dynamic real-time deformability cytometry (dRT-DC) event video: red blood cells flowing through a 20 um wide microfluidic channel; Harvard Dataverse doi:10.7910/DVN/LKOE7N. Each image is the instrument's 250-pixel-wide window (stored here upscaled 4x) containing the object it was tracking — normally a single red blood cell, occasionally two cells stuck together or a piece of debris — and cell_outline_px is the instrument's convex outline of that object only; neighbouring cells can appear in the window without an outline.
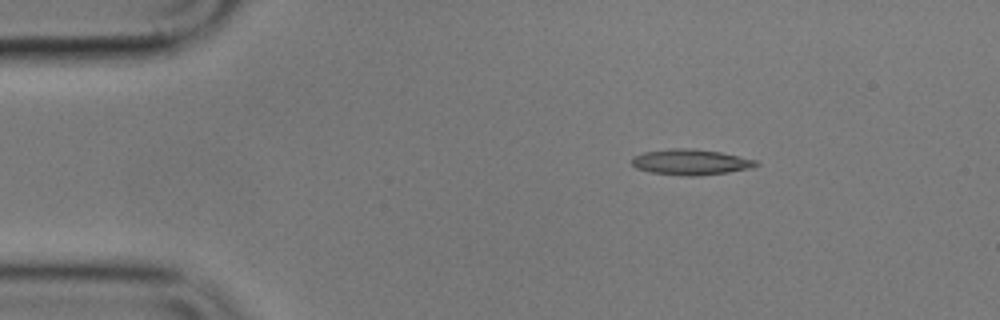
{"species": "common noctule bat (a hibernating species)", "species_latin": "Nyctalus noctula", "temperature_condition": "cold", "stored_images_in_passage": 3, "camera_frame_rate_fps": 3000, "um_per_image_px": 0.085, "animal": {"sex": "male", "body_mass_g": 17.9}, "frame": {"image": 1, "passage_image": 1, "time_ms": 0.0, "image_size_px": [1000, 320], "cell_outline_px": [[760, 164], [752, 168], [728, 172], [700, 176], [688, 176], [652, 172], [636, 168], [632, 164], [632, 156], [644, 152], [672, 148], [692, 148], [720, 152], [756, 160]], "centroid_in_image_um": [58.72, 13.77], "position_along_channel_um": 26.3, "area_um2": 18.55}}